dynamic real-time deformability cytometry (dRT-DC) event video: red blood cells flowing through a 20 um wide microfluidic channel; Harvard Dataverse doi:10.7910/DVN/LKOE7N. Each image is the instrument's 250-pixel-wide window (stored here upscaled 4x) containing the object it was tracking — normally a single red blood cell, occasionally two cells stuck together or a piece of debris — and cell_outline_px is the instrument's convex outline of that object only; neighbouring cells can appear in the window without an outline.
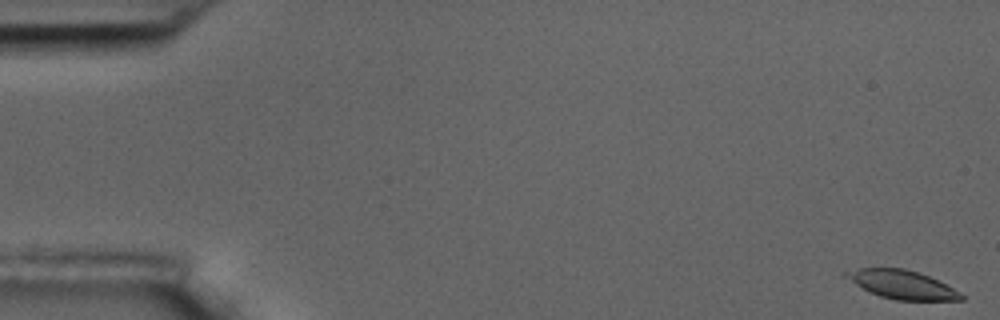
{"species": "common noctule bat (a hibernating species)", "species_latin": "Nyctalus noctula", "temperature_condition": "room temperature", "stored_images_in_passage": 5, "camera_frame_rate_fps": 3000, "um_per_image_px": 0.085, "animal": {"sex": "male", "body_mass_g": 17.5, "forearm_length_mm": 52.3}, "frame": {"image": 1, "passage_image": 1, "time_ms": 0.0, "image_size_px": [1000, 320], "cell_outline_px": [[964, 300], [896, 300], [880, 296], [868, 292], [840, 276], [844, 272], [860, 268], [904, 268], [928, 276], [960, 292], [964, 296]], "centroid_in_image_um": [76.59, 24.19], "position_along_channel_um": 8.4, "area_um2": 19.13}}
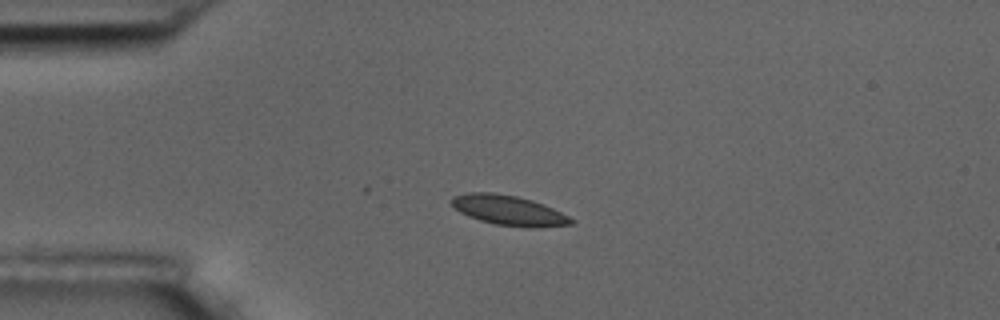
{"frame": {"image": 2, "passage_image": 4, "time_ms": 4.333, "image_size_px": [1000, 320], "cell_outline_px": [[576, 220], [572, 224], [540, 228], [528, 228], [496, 224], [480, 220], [468, 216], [460, 212], [448, 200], [452, 196], [468, 192], [492, 192], [516, 196], [532, 200], [544, 204]], "centroid_in_image_um": [43.24, 17.88], "position_along_channel_um": 41.8, "area_um2": 20.98}}